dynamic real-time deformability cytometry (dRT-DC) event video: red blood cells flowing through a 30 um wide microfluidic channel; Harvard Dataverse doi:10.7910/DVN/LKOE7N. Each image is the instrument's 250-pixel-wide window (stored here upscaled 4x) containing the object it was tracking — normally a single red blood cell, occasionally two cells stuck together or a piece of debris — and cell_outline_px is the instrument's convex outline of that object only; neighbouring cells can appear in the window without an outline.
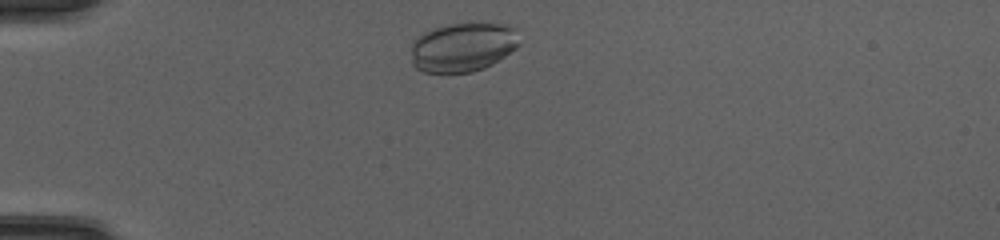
{"species": "common noctule bat (a hibernating species)", "species_latin": "Nyctalus noctula", "temperature_condition": "cold", "stored_images_in_passage": 38, "camera_frame_rate_fps": 3000, "um_per_image_px": 0.085, "animal": {"sex": "female", "body_mass_g": 20.0, "forearm_length_mm": 54.0}, "frame": {"image": 1, "passage_image": 2, "time_ms": 0.333, "image_size_px": [1000, 240], "cell_outline_px": [[520, 44], [516, 48], [492, 64], [484, 68], [472, 72], [424, 72], [416, 68], [412, 64], [412, 44], [424, 32], [432, 28], [452, 24], [508, 24], [516, 28]], "centroid_in_image_um": [39.36, 4.01], "position_along_channel_um": 45.6, "area_um2": 30.81}}
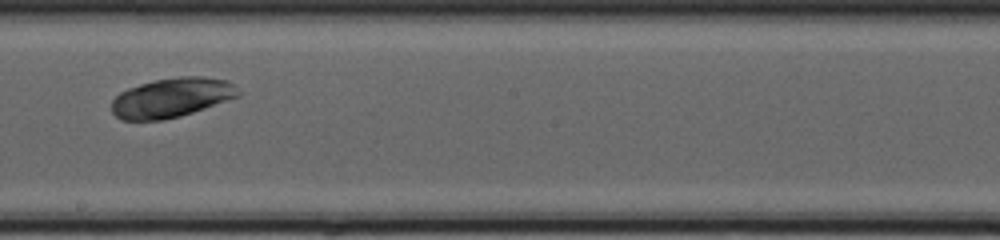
{"frame": {"image": 2, "passage_image": 18, "time_ms": 5.667, "image_size_px": [1000, 240], "cell_outline_px": [[240, 96], [180, 116], [164, 120], [120, 120], [112, 112], [112, 100], [120, 92], [128, 88], [140, 84], [156, 80], [180, 76], [204, 76], [228, 80], [240, 92]], "centroid_in_image_um": [14.58, 8.3], "position_along_channel_um": 233.6, "area_um2": 29.07}}
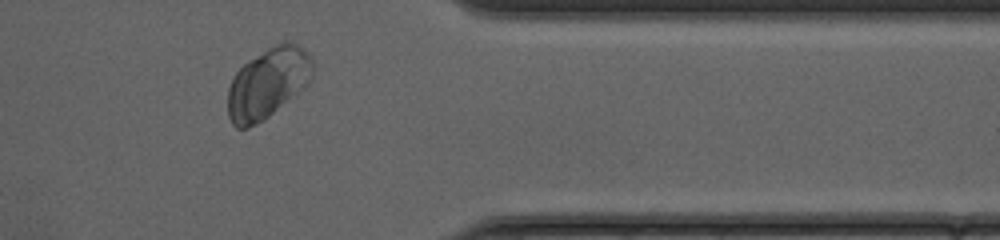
{"frame": {"image": 3, "passage_image": 30, "time_ms": 9.667, "image_size_px": [1000, 240], "cell_outline_px": [[312, 76], [308, 84], [304, 88], [264, 120], [248, 128], [236, 128], [232, 124], [228, 116], [228, 88], [236, 72], [248, 60], [268, 48], [284, 40], [296, 44], [308, 52], [312, 60]], "centroid_in_image_um": [22.76, 7.07], "position_along_channel_um": 388.6, "area_um2": 34.74}}